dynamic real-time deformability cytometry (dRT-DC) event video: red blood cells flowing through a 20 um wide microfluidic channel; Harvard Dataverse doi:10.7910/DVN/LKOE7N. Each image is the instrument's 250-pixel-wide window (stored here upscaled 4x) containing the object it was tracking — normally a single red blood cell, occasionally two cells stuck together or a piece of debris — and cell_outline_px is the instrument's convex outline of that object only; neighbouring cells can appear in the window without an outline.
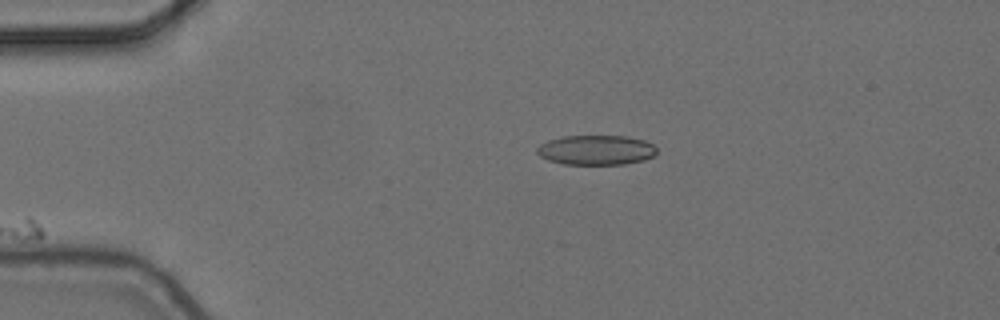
{"species": "common noctule bat (a hibernating species)", "species_latin": "Nyctalus noctula", "temperature_condition": "cold", "stored_images_in_passage": 6, "camera_frame_rate_fps": 3000, "um_per_image_px": 0.085, "animal": {"sex": "female", "body_mass_g": 24.6, "forearm_length_mm": 56.2}, "frame": {"image": 1, "passage_image": 4, "time_ms": 1.0, "image_size_px": [1000, 320], "cell_outline_px": [[656, 152], [652, 156], [644, 160], [624, 164], [564, 164], [548, 160], [540, 156], [536, 152], [536, 148], [540, 144], [548, 140], [564, 136], [628, 136], [644, 140], [652, 144], [656, 148]], "centroid_in_image_um": [50.65, 12.75], "position_along_channel_um": 34.3, "area_um2": 20.75}}
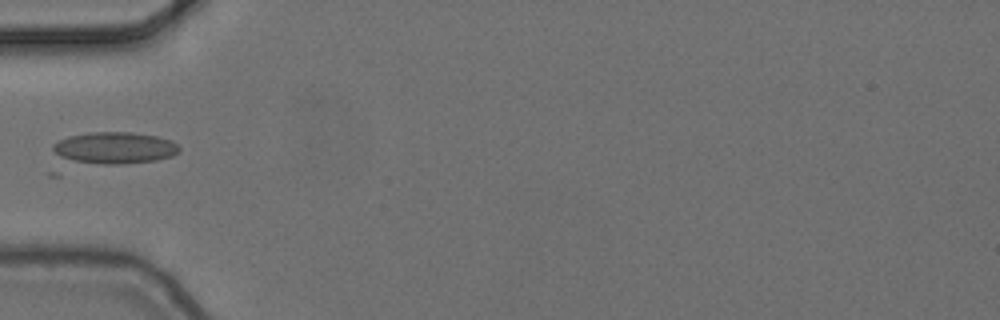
{"frame": {"image": 2, "passage_image": 6, "time_ms": 1.667, "image_size_px": [1000, 320], "cell_outline_px": [[180, 152], [172, 156], [156, 160], [124, 164], [104, 164], [60, 160], [52, 148], [52, 144], [56, 140], [68, 136], [92, 132], [132, 132], [156, 136], [172, 140], [180, 148]], "centroid_in_image_um": [9.69, 12.57], "position_along_channel_um": 75.3, "area_um2": 23.76}}